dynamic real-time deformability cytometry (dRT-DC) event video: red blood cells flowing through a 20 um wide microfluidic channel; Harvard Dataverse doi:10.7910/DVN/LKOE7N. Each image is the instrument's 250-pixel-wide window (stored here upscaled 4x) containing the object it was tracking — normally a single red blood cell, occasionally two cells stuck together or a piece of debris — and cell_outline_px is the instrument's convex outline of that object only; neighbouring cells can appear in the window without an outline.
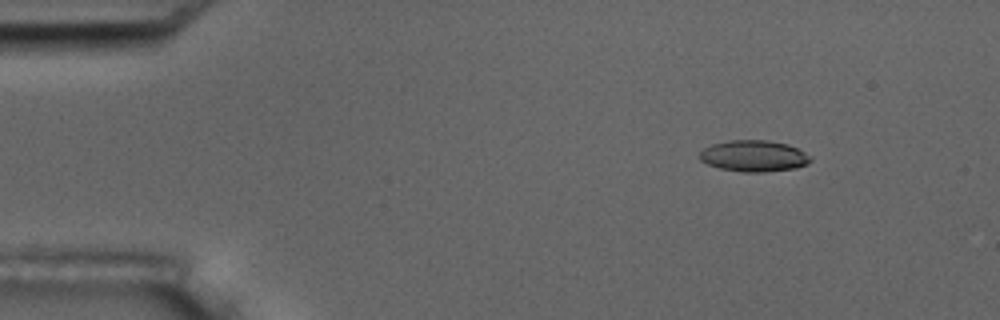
{"species": "common noctule bat (a hibernating species)", "species_latin": "Nyctalus noctula", "temperature_condition": "room temperature", "stored_images_in_passage": 17, "camera_frame_rate_fps": 3000, "um_per_image_px": 0.085, "animal": {"sex": "male", "body_mass_g": 17.5, "forearm_length_mm": 52.3}, "frame": {"image": 1, "passage_image": 3, "time_ms": 2.333, "image_size_px": [1000, 320], "cell_outline_px": [[812, 160], [808, 164], [796, 168], [764, 172], [744, 172], [720, 168], [708, 164], [700, 160], [696, 156], [704, 148], [712, 144], [728, 140], [768, 140], [788, 144], [804, 152]], "centroid_in_image_um": [64.05, 13.25], "position_along_channel_um": 21.0, "area_um2": 20.29}}
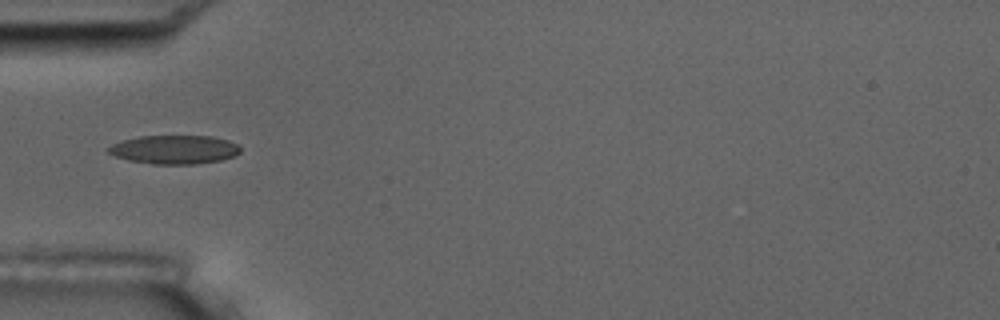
{"frame": {"image": 2, "passage_image": 6, "time_ms": 6.0, "image_size_px": [1000, 320], "cell_outline_px": [[240, 152], [236, 156], [220, 160], [196, 164], [152, 164], [128, 160], [116, 156], [108, 152], [104, 148], [120, 140], [140, 136], [212, 136], [228, 140], [236, 144], [240, 148]], "centroid_in_image_um": [14.8, 12.71], "position_along_channel_um": 70.2, "area_um2": 22.25}}
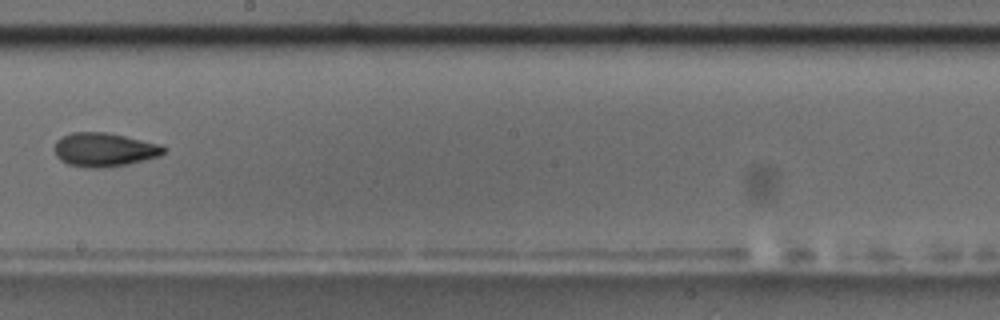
{"frame": {"image": 3, "passage_image": 10, "time_ms": 10.667, "image_size_px": [1000, 320], "cell_outline_px": [[168, 148], [160, 156], [128, 164], [104, 168], [88, 168], [68, 164], [60, 160], [56, 156], [52, 148], [56, 140], [60, 136], [72, 132], [108, 132], [160, 144]], "centroid_in_image_um": [8.83, 12.72], "position_along_channel_um": 239.4, "area_um2": 21.91}, "authors_computed_cell_mechanics": {"area_um2": 20.9236, "velocity_mm_per_s": 3.6262, "shape_relaxation_time_tau1_ms": null, "shape_relaxation_time_tau2_ms": 3.2335, "deformation_change_tau1": null, "deformation_change_tau2": 0.0897}}